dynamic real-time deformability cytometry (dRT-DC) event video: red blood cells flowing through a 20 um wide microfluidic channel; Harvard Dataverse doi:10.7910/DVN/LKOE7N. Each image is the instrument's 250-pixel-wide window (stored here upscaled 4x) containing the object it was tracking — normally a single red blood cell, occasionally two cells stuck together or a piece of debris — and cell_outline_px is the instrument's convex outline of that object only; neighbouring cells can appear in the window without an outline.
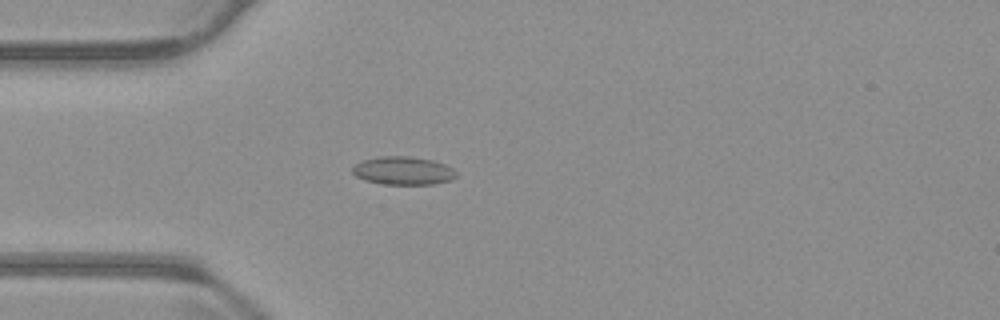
{"species": "common noctule bat (a hibernating species)", "species_latin": "Nyctalus noctula", "temperature_condition": "warm", "stored_images_in_passage": 55, "camera_frame_rate_fps": 3000, "um_per_image_px": 0.085, "animal": {"sex": "male", "body_mass_g": 23.1, "forearm_length_mm": 52.7}, "frame": {"image": 1, "passage_image": 16, "time_ms": 5.0, "image_size_px": [1000, 320], "cell_outline_px": [[456, 176], [452, 180], [432, 184], [384, 184], [364, 180], [356, 176], [352, 172], [352, 168], [356, 164], [364, 160], [380, 156], [408, 156], [432, 160], [444, 164], [452, 168], [456, 172]], "centroid_in_image_um": [34.27, 14.51], "position_along_channel_um": 50.7, "area_um2": 16.94}}
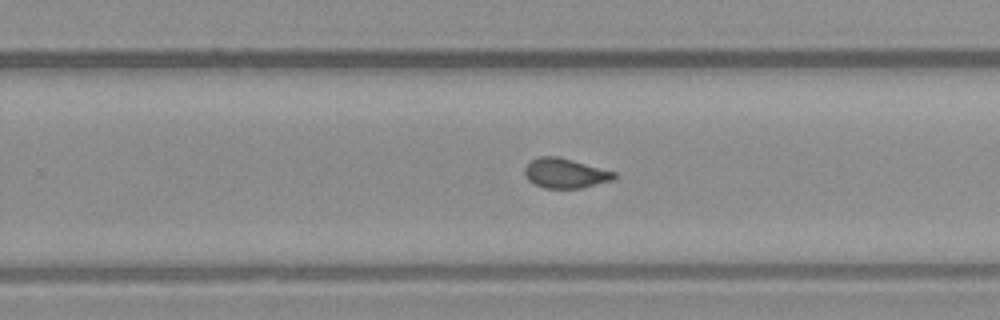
{"frame": {"image": 2, "passage_image": 35, "time_ms": 11.333, "image_size_px": [1000, 320], "cell_outline_px": [[616, 180], [580, 188], [544, 188], [528, 180], [524, 172], [524, 168], [532, 160], [540, 156], [560, 156], [616, 172]], "centroid_in_image_um": [48.08, 14.72], "position_along_channel_um": 281.7, "area_um2": 15.61}}
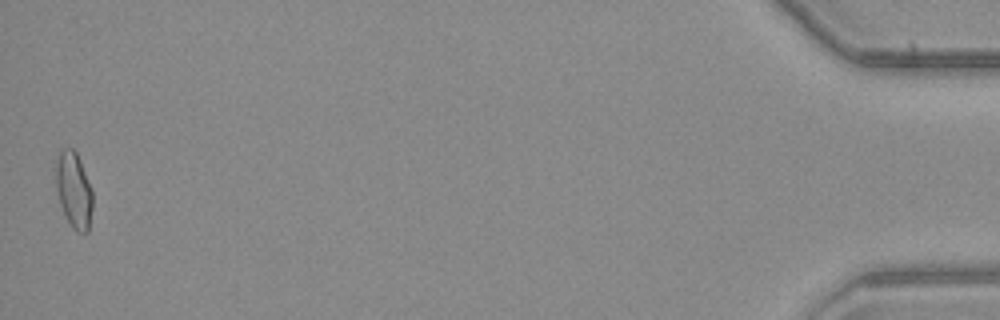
{"frame": {"image": 3, "passage_image": 55, "time_ms": 18.0, "image_size_px": [1000, 320], "cell_outline_px": [[92, 208], [88, 232], [76, 232], [72, 228], [60, 204], [56, 188], [56, 160], [60, 148], [72, 148], [76, 152], [80, 160], [92, 192]], "centroid_in_image_um": [6.26, 16.14], "position_along_channel_um": 428.9, "area_um2": 16.13}, "authors_computed_cell_mechanics": {"area_um2": 15.7216, "velocity_mm_per_s": 3.7697, "shape_relaxation_time_tau1_ms": null, "shape_relaxation_time_tau2_ms": 1.2793, "deformation_change_tau1": null, "deformation_change_tau2": 0.0479}}